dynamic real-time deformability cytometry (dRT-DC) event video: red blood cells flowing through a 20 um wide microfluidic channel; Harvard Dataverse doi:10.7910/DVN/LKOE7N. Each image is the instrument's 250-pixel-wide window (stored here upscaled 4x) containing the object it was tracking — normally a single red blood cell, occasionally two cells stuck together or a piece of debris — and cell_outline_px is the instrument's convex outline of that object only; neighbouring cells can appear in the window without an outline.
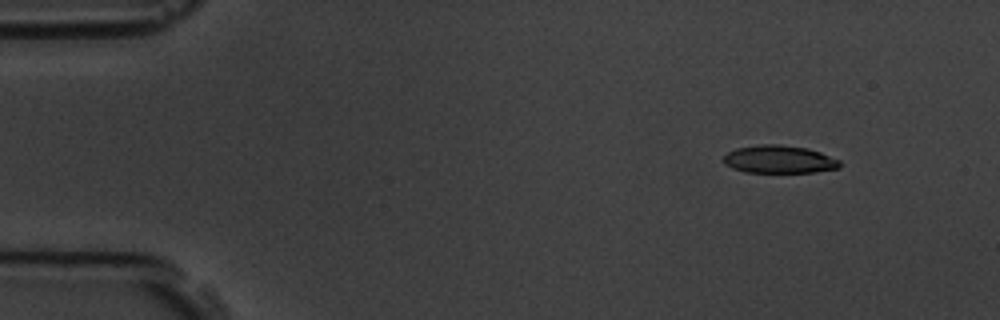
{"species": "common noctule bat (a hibernating species)", "species_latin": "Nyctalus noctula", "temperature_condition": "room temperature", "stored_images_in_passage": 10, "camera_frame_rate_fps": 3000, "um_per_image_px": 0.085, "animal": {"sex": "male", "body_mass_g": 19.5, "forearm_length_mm": 54.6}, "frame": {"image": 1, "passage_image": 2, "time_ms": 1.0, "image_size_px": [1000, 320], "cell_outline_px": [[840, 168], [816, 172], [744, 172], [732, 168], [724, 164], [724, 156], [728, 152], [736, 148], [760, 144], [776, 144], [808, 148], [820, 152], [840, 160]], "centroid_in_image_um": [66.23, 13.54], "position_along_channel_um": 18.8, "area_um2": 18.9}}
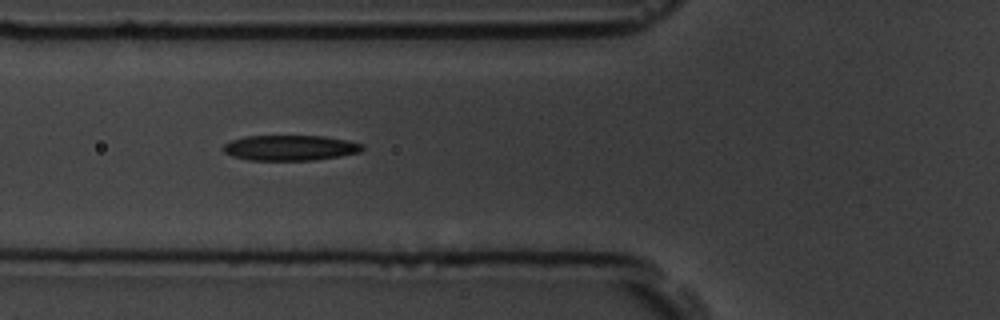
{"frame": {"image": 2, "passage_image": 6, "time_ms": 5.667, "image_size_px": [1000, 320], "cell_outline_px": [[364, 148], [360, 152], [340, 156], [316, 160], [248, 160], [232, 156], [224, 152], [220, 148], [224, 144], [232, 140], [244, 136], [324, 136], [348, 140], [364, 144]], "centroid_in_image_um": [24.66, 12.56], "position_along_channel_um": 101.1, "area_um2": 20.75}}
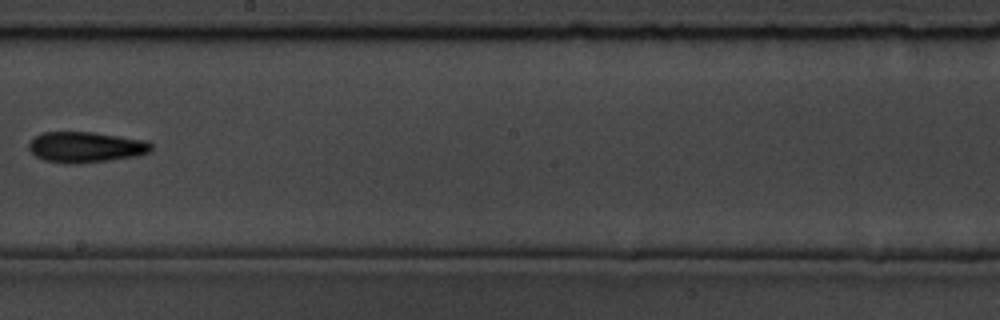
{"frame": {"image": 3, "passage_image": 9, "time_ms": 9.333, "image_size_px": [1000, 320], "cell_outline_px": [[152, 152], [136, 156], [80, 164], [68, 164], [44, 160], [36, 156], [28, 148], [28, 144], [40, 132], [96, 132], [148, 140], [152, 144]], "centroid_in_image_um": [7.33, 12.5], "position_along_channel_um": 240.9, "area_um2": 22.2}}